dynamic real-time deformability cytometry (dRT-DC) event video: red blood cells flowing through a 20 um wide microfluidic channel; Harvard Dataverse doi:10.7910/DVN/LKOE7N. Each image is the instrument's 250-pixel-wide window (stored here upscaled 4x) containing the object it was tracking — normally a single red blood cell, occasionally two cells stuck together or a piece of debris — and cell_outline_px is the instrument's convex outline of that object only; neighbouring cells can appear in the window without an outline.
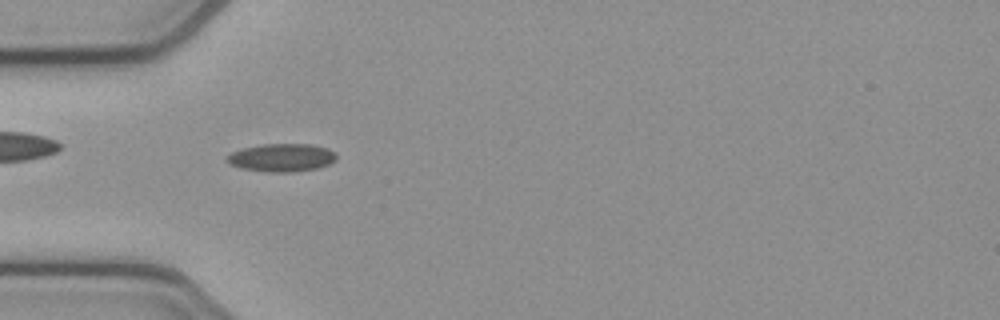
{"species": "common noctule bat (a hibernating species)", "species_latin": "Nyctalus noctula", "temperature_condition": "cold", "stored_images_in_passage": 41, "camera_frame_rate_fps": 3000, "um_per_image_px": 0.085, "animal": {"sex": "female", "body_mass_g": 21.9}, "frame": {"image": 1, "passage_image": 4, "time_ms": 1.0, "image_size_px": [1000, 320], "cell_outline_px": [[336, 160], [328, 164], [316, 168], [292, 172], [268, 172], [240, 168], [228, 164], [224, 160], [232, 152], [244, 148], [264, 144], [312, 144], [328, 148], [336, 152]], "centroid_in_image_um": [23.94, 13.4], "position_along_channel_um": 61.1, "area_um2": 17.92}}
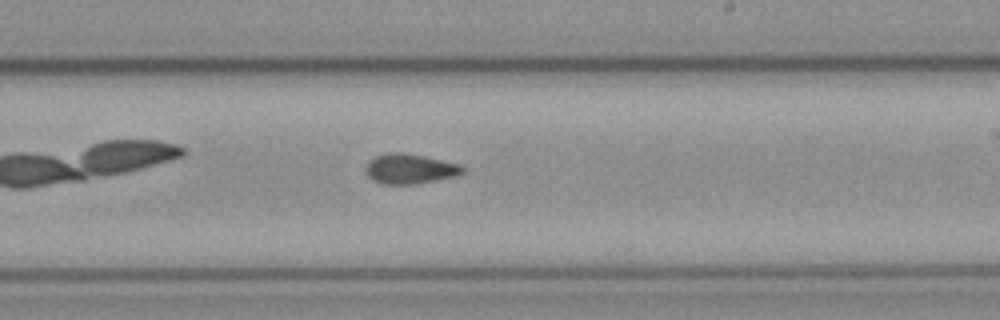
{"frame": {"image": 2, "passage_image": 19, "time_ms": 6.0, "image_size_px": [1000, 320], "cell_outline_px": [[464, 172], [456, 176], [416, 184], [384, 184], [372, 180], [368, 176], [364, 168], [368, 160], [376, 156], [388, 152], [404, 152], [424, 156], [460, 164], [464, 168]], "centroid_in_image_um": [34.81, 14.34], "position_along_channel_um": 254.2, "area_um2": 17.05}}
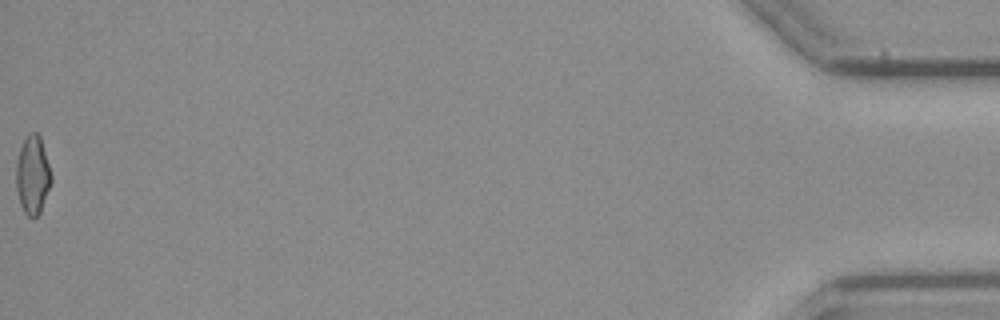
{"frame": {"image": 3, "passage_image": 41, "time_ms": 13.333, "image_size_px": [1000, 320], "cell_outline_px": [[52, 180], [40, 212], [32, 220], [24, 212], [20, 204], [16, 188], [16, 160], [20, 148], [28, 132], [36, 132], [40, 136], [52, 176]], "centroid_in_image_um": [2.76, 14.88], "position_along_channel_um": 432.4, "area_um2": 16.07}, "authors_computed_cell_mechanics": {"area_um2": 16.3574, "velocity_mm_per_s": 3.8739, "shape_relaxation_time_tau1_ms": null, "shape_relaxation_time_tau2_ms": 6.9346, "deformation_change_tau1": null, "deformation_change_tau2": 0.1141}}